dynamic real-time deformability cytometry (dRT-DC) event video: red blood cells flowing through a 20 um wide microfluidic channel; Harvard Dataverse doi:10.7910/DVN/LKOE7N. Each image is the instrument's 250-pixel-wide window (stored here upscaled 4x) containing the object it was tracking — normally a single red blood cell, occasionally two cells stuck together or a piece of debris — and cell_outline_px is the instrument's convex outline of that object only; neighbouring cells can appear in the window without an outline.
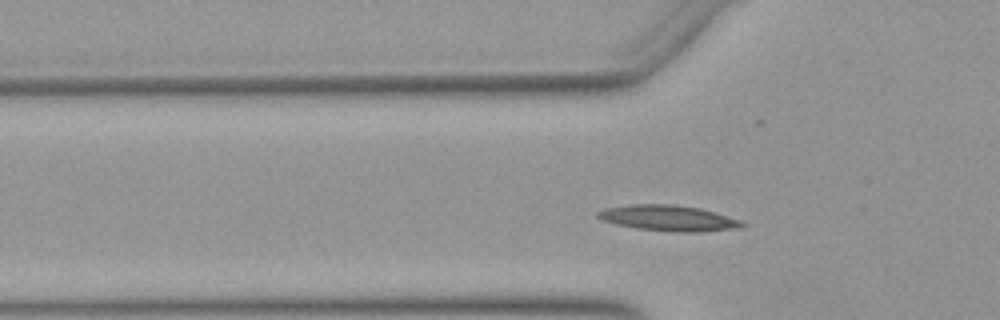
{"species": "Egyptian fruit bat (a non-hibernating species)", "species_latin": "Rousettus aegyptiacus", "temperature_condition": "warm", "stored_images_in_passage": 38, "camera_frame_rate_fps": 3000, "um_per_image_px": 0.085, "animal": {"sex": "female"}, "frame": {"image": 1, "passage_image": 10, "time_ms": 3.0, "image_size_px": [1000, 320], "cell_outline_px": [[744, 224], [740, 228], [704, 232], [676, 232], [636, 228], [616, 224], [600, 220], [596, 216], [596, 212], [604, 208], [628, 204], [672, 204], [700, 208], [740, 220]], "centroid_in_image_um": [56.76, 18.54], "position_along_channel_um": 69.0, "area_um2": 21.73}}
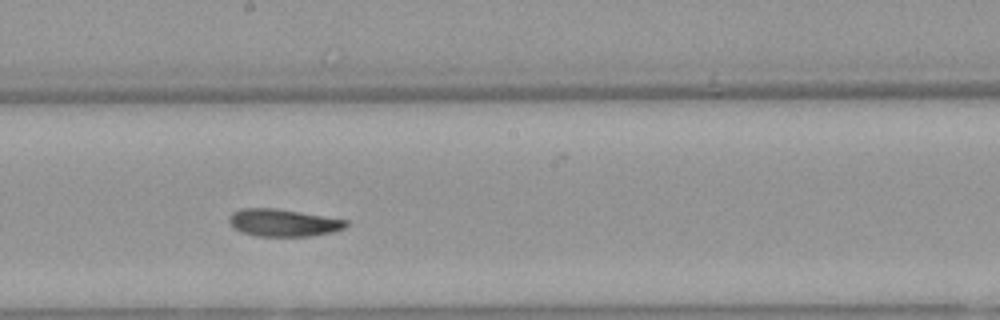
{"frame": {"image": 2, "passage_image": 22, "time_ms": 7.0, "image_size_px": [1000, 320], "cell_outline_px": [[348, 224], [344, 228], [332, 232], [312, 236], [256, 236], [240, 232], [232, 228], [228, 220], [228, 216], [232, 212], [240, 208], [276, 208], [348, 220]], "centroid_in_image_um": [24.02, 18.93], "position_along_channel_um": 224.2, "area_um2": 18.84}}
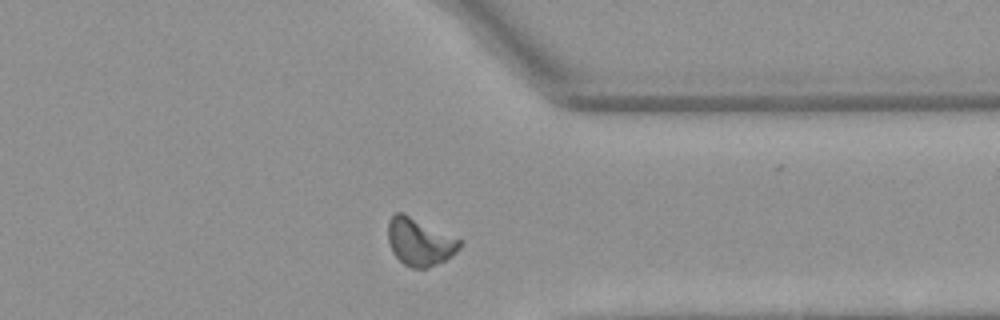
{"frame": {"image": 3, "passage_image": 34, "time_ms": 11.0, "image_size_px": [1000, 320], "cell_outline_px": [[460, 248], [456, 252], [444, 260], [428, 268], [412, 268], [404, 264], [392, 252], [388, 240], [388, 220], [396, 212], [400, 212], [460, 240]], "centroid_in_image_um": [35.62, 20.59], "position_along_channel_um": 375.8, "area_um2": 19.19}, "authors_computed_cell_mechanics": {"area_um2": 18.9295, "velocity_mm_per_s": 3.8857, "shape_relaxation_time_tau1_ms": 10.5814, "shape_relaxation_time_tau2_ms": 4.7539, "deformation_change_tau1": 0.2441, "deformation_change_tau2": 0.1043}}